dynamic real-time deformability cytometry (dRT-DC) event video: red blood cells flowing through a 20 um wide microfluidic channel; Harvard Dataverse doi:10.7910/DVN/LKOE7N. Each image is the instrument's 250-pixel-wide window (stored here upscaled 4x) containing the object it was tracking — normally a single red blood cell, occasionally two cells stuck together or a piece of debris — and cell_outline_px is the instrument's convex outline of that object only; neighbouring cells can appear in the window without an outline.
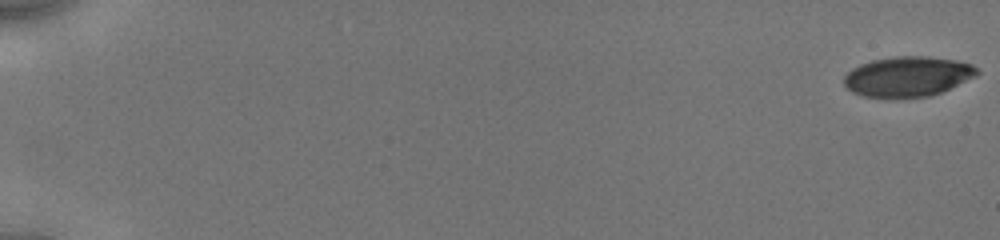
{"species": "human", "species_latin": "Homo sapiens", "temperature_condition": "cold", "stored_images_in_passage": 46, "camera_frame_rate_fps": 3000, "um_per_image_px": 0.085, "donor": {"sex": "male"}, "frame": {"image": 1, "passage_image": 1, "time_ms": 0.0, "image_size_px": [1000, 240], "cell_outline_px": [[980, 72], [976, 76], [932, 96], [896, 100], [864, 96], [852, 92], [844, 84], [844, 76], [852, 68], [860, 64], [872, 60], [896, 56], [928, 56], [956, 60], [972, 64]], "centroid_in_image_um": [77.14, 6.53], "position_along_channel_um": 7.9, "area_um2": 31.67}}
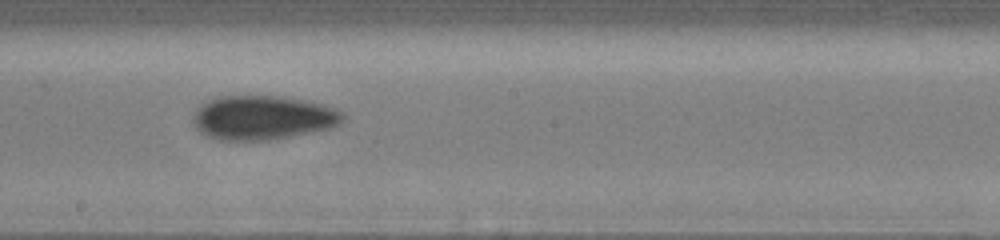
{"frame": {"image": 2, "passage_image": 28, "time_ms": 10.667, "image_size_px": [1000, 240], "cell_outline_px": [[344, 120], [340, 124], [332, 128], [268, 140], [220, 140], [208, 136], [200, 132], [196, 128], [192, 120], [192, 116], [196, 108], [200, 104], [208, 100], [220, 96], [284, 96], [324, 104], [344, 112]], "centroid_in_image_um": [22.33, 9.99], "position_along_channel_um": 225.9, "area_um2": 38.78}}
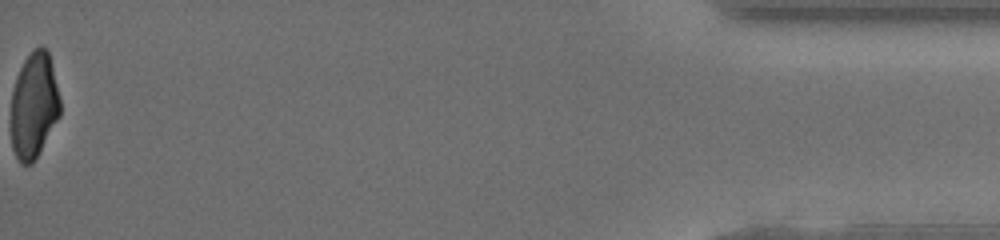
{"frame": {"image": 3, "passage_image": 46, "time_ms": 18.0, "image_size_px": [1000, 240], "cell_outline_px": [[60, 116], [32, 164], [20, 164], [12, 148], [12, 92], [16, 76], [24, 60], [32, 48], [40, 44], [48, 48], [60, 100]], "centroid_in_image_um": [2.89, 8.91], "position_along_channel_um": 432.3, "area_um2": 30.35}, "authors_computed_cell_mechanics": {"area_um2": 34.5066, "velocity_mm_per_s": 3.9372, "shape_relaxation_time_tau1_ms": 5.1734, "shape_relaxation_time_tau2_ms": 3.0885, "deformation_change_tau1": 0.1643, "deformation_change_tau2": 0.0865}}